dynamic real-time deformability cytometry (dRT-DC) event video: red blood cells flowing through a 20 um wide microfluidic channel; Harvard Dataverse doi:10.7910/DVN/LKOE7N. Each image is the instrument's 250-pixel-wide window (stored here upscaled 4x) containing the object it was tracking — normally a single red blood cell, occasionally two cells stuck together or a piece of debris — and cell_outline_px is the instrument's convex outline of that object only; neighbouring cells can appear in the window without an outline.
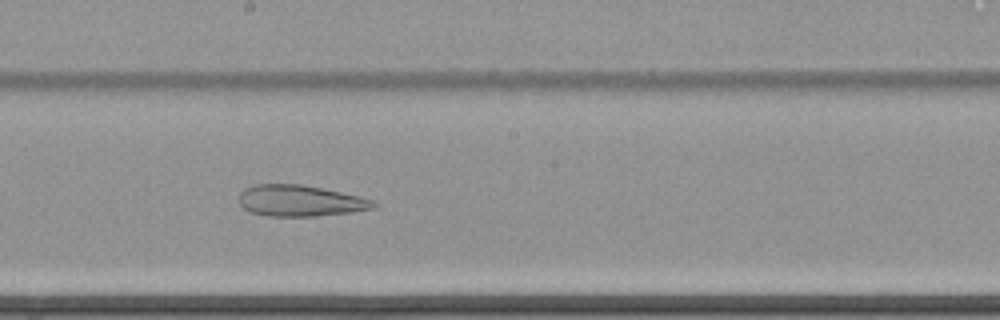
{"species": "common noctule bat (a hibernating species)", "species_latin": "Nyctalus noctula", "temperature_condition": "cold", "stored_images_in_passage": 61, "camera_frame_rate_fps": 3000, "um_per_image_px": 0.085, "animal": {"sex": "female", "body_mass_g": 22.7, "forearm_length_mm": 54.2}, "frame": {"image": 1, "passage_image": 35, "time_ms": 11.333, "image_size_px": [1000, 320], "cell_outline_px": [[376, 208], [352, 212], [316, 216], [268, 216], [248, 212], [240, 204], [240, 192], [244, 188], [256, 184], [300, 184], [360, 196], [376, 200]], "centroid_in_image_um": [25.52, 17.07], "position_along_channel_um": 222.7, "area_um2": 24.57}}